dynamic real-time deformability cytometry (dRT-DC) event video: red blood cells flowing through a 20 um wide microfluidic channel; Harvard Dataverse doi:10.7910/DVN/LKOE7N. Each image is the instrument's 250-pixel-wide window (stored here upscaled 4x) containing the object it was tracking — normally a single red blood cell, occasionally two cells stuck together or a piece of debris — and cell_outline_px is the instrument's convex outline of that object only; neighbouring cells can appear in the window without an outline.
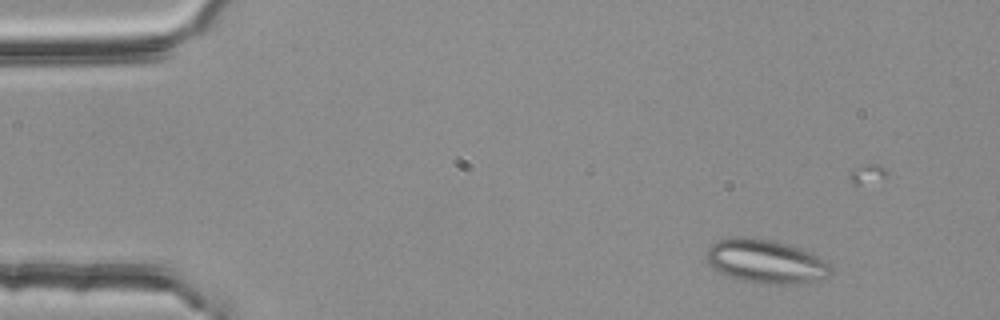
{"species": "common noctule bat (a hibernating species)", "species_latin": "Nyctalus noctula", "temperature_condition": "room temperature", "stored_images_in_passage": 5, "camera_frame_rate_fps": 3000, "um_per_image_px": 0.085, "animal": {"sex": "female", "body_mass_g": 25.1}, "frame": {"image": 1, "passage_image": 2, "time_ms": 0.333, "image_size_px": [1000, 320], "cell_outline_px": [[832, 272], [824, 276], [800, 284], [776, 284], [744, 280], [720, 272], [712, 268], [708, 264], [704, 256], [708, 248], [712, 244], [720, 240], [744, 236], [772, 240], [800, 248], [832, 264]], "centroid_in_image_um": [65.07, 22.2], "position_along_channel_um": 19.9, "area_um2": 31.15}}